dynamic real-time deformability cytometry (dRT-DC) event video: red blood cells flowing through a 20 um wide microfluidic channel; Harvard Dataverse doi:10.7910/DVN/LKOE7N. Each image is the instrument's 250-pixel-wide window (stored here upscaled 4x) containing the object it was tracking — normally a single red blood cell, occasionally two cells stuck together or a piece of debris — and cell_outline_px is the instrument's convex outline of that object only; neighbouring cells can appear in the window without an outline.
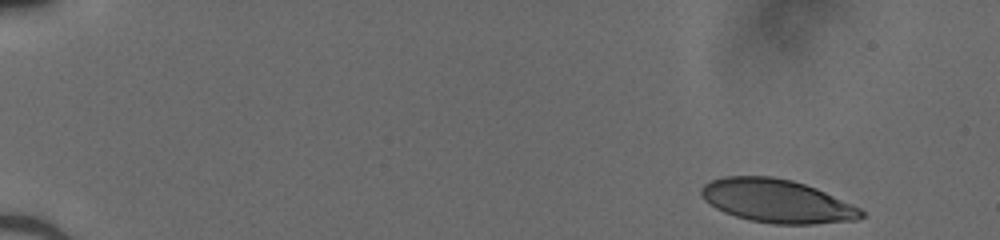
{"species": "human", "species_latin": "Homo sapiens", "temperature_condition": "cold", "stored_images_in_passage": 47, "camera_frame_rate_fps": 3000, "um_per_image_px": 0.085, "donor": {"sex": "male"}, "frame": {"image": 1, "passage_image": 1, "time_ms": 0.0, "image_size_px": [1000, 240], "cell_outline_px": [[864, 216], [856, 220], [812, 224], [772, 224], [752, 220], [736, 216], [724, 212], [716, 208], [704, 200], [700, 192], [704, 184], [712, 180], [724, 176], [772, 176], [792, 180], [816, 188], [860, 208], [864, 212]], "centroid_in_image_um": [66.03, 17.08], "position_along_channel_um": 19.0, "area_um2": 40.17}}
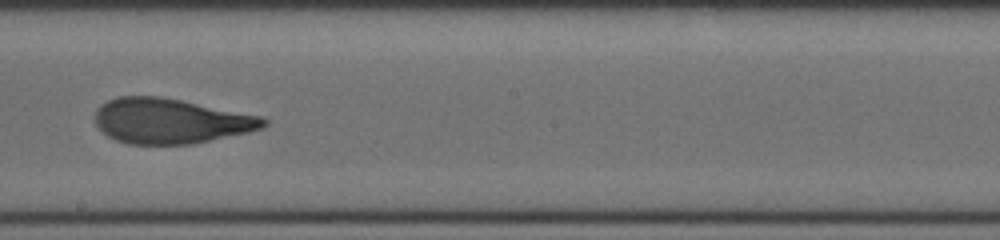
{"frame": {"image": 2, "passage_image": 27, "time_ms": 8.667, "image_size_px": [1000, 240], "cell_outline_px": [[268, 124], [264, 128], [248, 132], [192, 144], [128, 144], [116, 140], [108, 136], [96, 124], [96, 108], [100, 104], [108, 100], [120, 96], [160, 96], [264, 116], [268, 120]], "centroid_in_image_um": [14.53, 10.28], "position_along_channel_um": 233.7, "area_um2": 44.39}}
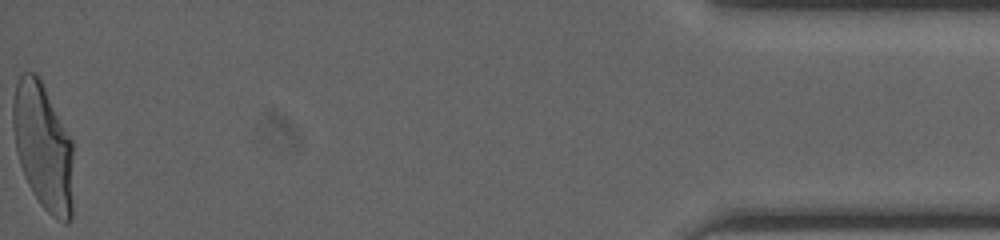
{"frame": {"image": 3, "passage_image": 47, "time_ms": 15.333, "image_size_px": [1000, 240], "cell_outline_px": [[72, 216], [68, 224], [64, 224], [56, 220], [40, 204], [32, 192], [24, 176], [16, 152], [12, 128], [12, 104], [16, 84], [20, 76], [24, 72], [36, 72], [72, 140]], "centroid_in_image_um": [3.65, 12.5], "position_along_channel_um": 431.5, "area_um2": 44.8}}